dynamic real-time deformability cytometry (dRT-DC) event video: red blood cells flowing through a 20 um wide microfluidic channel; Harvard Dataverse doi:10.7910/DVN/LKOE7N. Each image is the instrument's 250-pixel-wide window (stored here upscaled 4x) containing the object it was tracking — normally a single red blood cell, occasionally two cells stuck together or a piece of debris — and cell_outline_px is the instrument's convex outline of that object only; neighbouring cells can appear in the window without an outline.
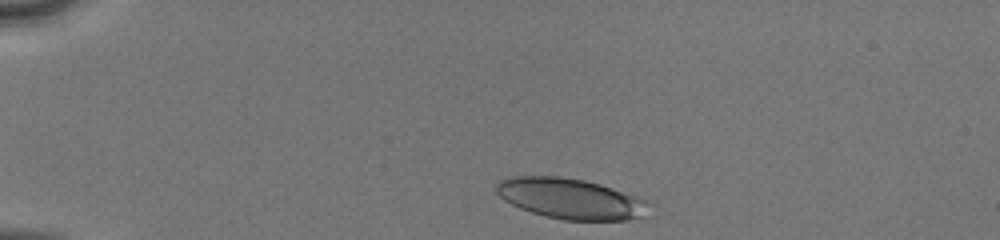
{"species": "human", "species_latin": "Homo sapiens", "temperature_condition": "cold", "stored_images_in_passage": 34, "camera_frame_rate_fps": 3000, "um_per_image_px": 0.085, "donor": {"sex": "male"}, "frame": {"image": 1, "passage_image": 1, "time_ms": 0.0, "image_size_px": [1000, 240], "cell_outline_px": [[652, 204], [640, 216], [628, 220], [564, 220], [544, 216], [520, 208], [504, 200], [496, 192], [496, 184], [500, 180], [516, 176], [560, 176], [584, 180], [600, 184], [648, 200]], "centroid_in_image_um": [48.48, 16.88], "position_along_channel_um": 36.5, "area_um2": 35.89}}
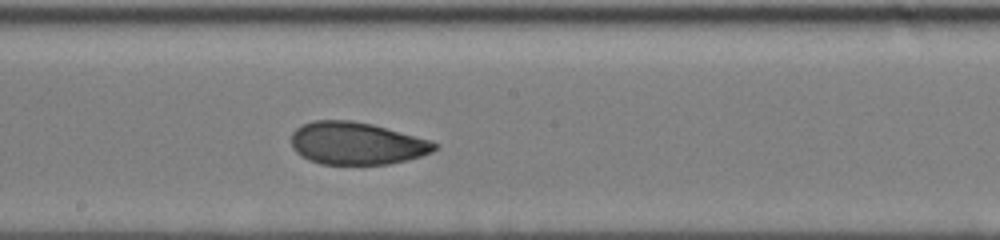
{"frame": {"image": 2, "passage_image": 19, "time_ms": 6.0, "image_size_px": [1000, 240], "cell_outline_px": [[440, 148], [432, 152], [408, 160], [388, 164], [320, 164], [308, 160], [300, 156], [292, 148], [292, 132], [300, 124], [312, 120], [352, 120], [372, 124], [432, 140], [440, 144]], "centroid_in_image_um": [30.32, 12.18], "position_along_channel_um": 217.9, "area_um2": 35.95}}
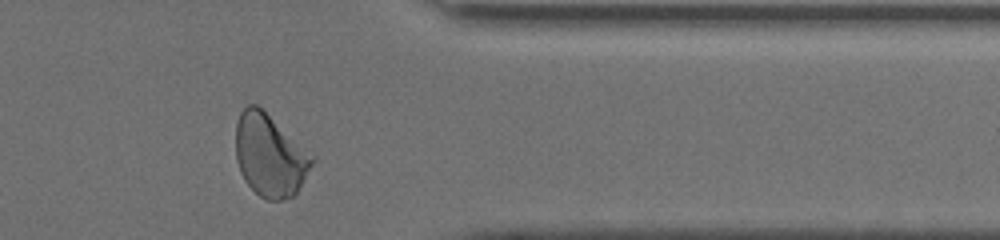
{"frame": {"image": 3, "passage_image": 32, "time_ms": 10.333, "image_size_px": [1000, 240], "cell_outline_px": [[316, 160], [296, 192], [292, 196], [280, 200], [268, 200], [260, 196], [244, 180], [240, 172], [236, 160], [236, 124], [240, 112], [248, 104], [256, 104], [316, 156]], "centroid_in_image_um": [22.95, 13.2], "position_along_channel_um": 388.5, "area_um2": 36.59}, "authors_computed_cell_mechanics": {"area_um2": 35.8938, "velocity_mm_per_s": 4.1059, "shape_relaxation_time_tau1_ms": 7.8127, "shape_relaxation_time_tau2_ms": 1.5132, "deformation_change_tau1": 0.1927, "deformation_change_tau2": 0.0673}}